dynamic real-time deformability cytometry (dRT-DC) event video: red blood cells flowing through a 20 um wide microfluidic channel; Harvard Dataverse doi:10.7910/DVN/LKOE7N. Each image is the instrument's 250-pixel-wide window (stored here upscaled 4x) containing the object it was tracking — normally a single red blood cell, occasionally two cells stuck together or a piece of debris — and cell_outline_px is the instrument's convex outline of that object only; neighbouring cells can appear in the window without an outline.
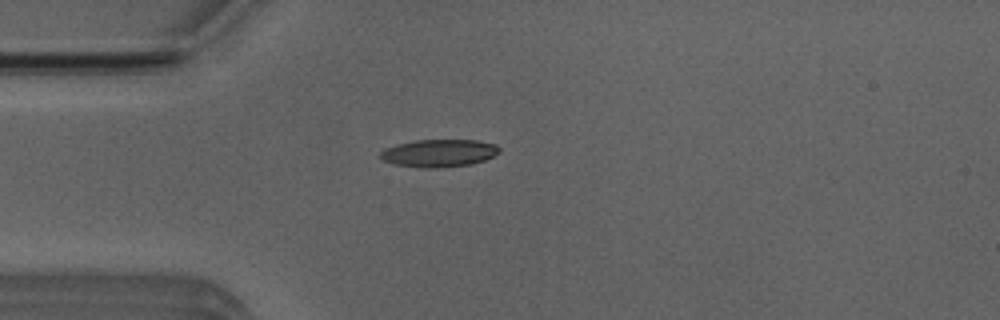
{"species": "Egyptian fruit bat (a non-hibernating species)", "species_latin": "Rousettus aegyptiacus", "temperature_condition": "room temperature", "stored_images_in_passage": 40, "camera_frame_rate_fps": 3000, "um_per_image_px": 0.085, "animal": {"sex": "male"}, "frame": {"image": 1, "passage_image": 2, "time_ms": 0.333, "image_size_px": [1000, 320], "cell_outline_px": [[500, 152], [484, 160], [472, 164], [436, 168], [424, 168], [392, 164], [384, 160], [380, 156], [380, 152], [384, 148], [416, 140], [476, 140], [496, 144], [500, 148]], "centroid_in_image_um": [37.32, 13.02], "position_along_channel_um": 47.7, "area_um2": 19.07}}
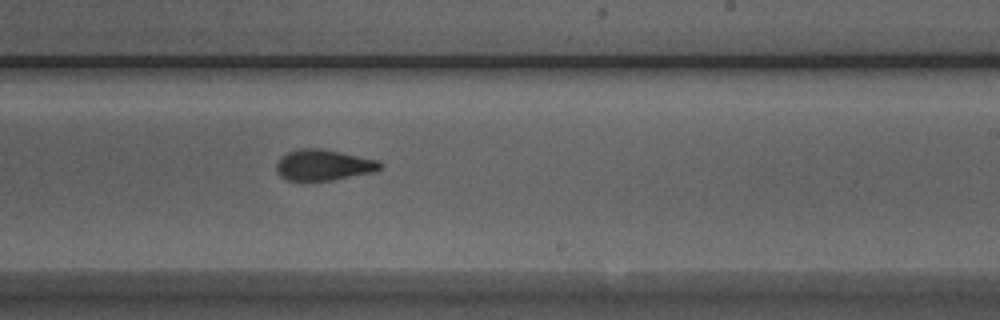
{"frame": {"image": 2, "passage_image": 19, "time_ms": 6.0, "image_size_px": [1000, 320], "cell_outline_px": [[384, 164], [376, 172], [332, 180], [288, 180], [280, 176], [276, 172], [276, 164], [280, 156], [288, 152], [300, 148], [320, 148], [380, 160]], "centroid_in_image_um": [27.51, 14.02], "position_along_channel_um": 261.5, "area_um2": 18.84}}
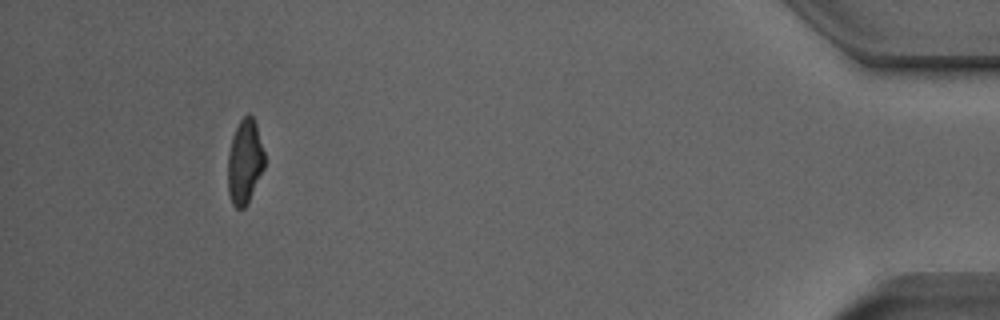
{"frame": {"image": 3, "passage_image": 36, "time_ms": 11.667, "image_size_px": [1000, 320], "cell_outline_px": [[264, 168], [244, 208], [236, 208], [232, 204], [228, 192], [228, 152], [232, 136], [240, 120], [248, 112], [252, 116], [256, 124], [264, 152]], "centroid_in_image_um": [20.79, 13.72], "position_along_channel_um": 414.4, "area_um2": 17.86}, "authors_computed_cell_mechanics": {"area_um2": 19.0162, "velocity_mm_per_s": 3.9852, "shape_relaxation_time_tau1_ms": 6.7334, "shape_relaxation_time_tau2_ms": 1.7846, "deformation_change_tau1": 0.2175, "deformation_change_tau2": 0.0903}}